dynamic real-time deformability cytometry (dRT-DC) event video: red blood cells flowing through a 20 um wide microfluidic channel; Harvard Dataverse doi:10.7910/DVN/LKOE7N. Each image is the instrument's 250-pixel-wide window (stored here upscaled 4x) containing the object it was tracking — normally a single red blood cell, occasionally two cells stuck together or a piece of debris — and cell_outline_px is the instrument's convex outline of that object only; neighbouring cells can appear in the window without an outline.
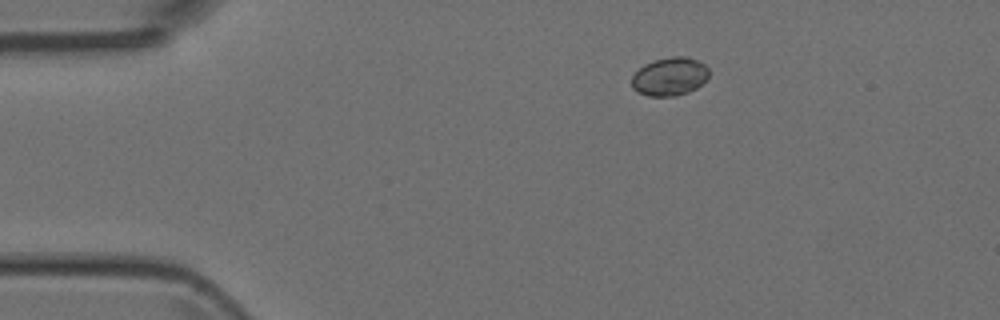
{"species": "Egyptian fruit bat (a non-hibernating species)", "species_latin": "Rousettus aegyptiacus", "temperature_condition": "room temperature", "stored_images_in_passage": 4, "camera_frame_rate_fps": 3000, "um_per_image_px": 0.085, "animal": {"sex": "female"}, "frame": {"image": 1, "passage_image": 4, "time_ms": 4.333, "image_size_px": [1000, 320], "cell_outline_px": [[708, 76], [696, 88], [688, 92], [676, 96], [648, 96], [636, 92], [632, 88], [632, 76], [644, 64], [652, 60], [672, 56], [688, 56], [700, 60], [708, 68]], "centroid_in_image_um": [56.91, 6.49], "position_along_channel_um": 28.1, "area_um2": 17.4}}